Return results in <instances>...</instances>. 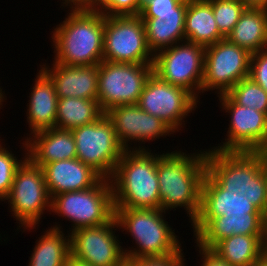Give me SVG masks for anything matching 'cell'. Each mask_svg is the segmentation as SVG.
Masks as SVG:
<instances>
[{
    "mask_svg": "<svg viewBox=\"0 0 267 266\" xmlns=\"http://www.w3.org/2000/svg\"><path fill=\"white\" fill-rule=\"evenodd\" d=\"M5 202L8 203L14 220L18 221L17 232H32L39 227L43 214L51 212V196L47 189L43 168L34 165L27 158L17 169Z\"/></svg>",
    "mask_w": 267,
    "mask_h": 266,
    "instance_id": "8",
    "label": "cell"
},
{
    "mask_svg": "<svg viewBox=\"0 0 267 266\" xmlns=\"http://www.w3.org/2000/svg\"><path fill=\"white\" fill-rule=\"evenodd\" d=\"M54 224L35 241L28 266H65L71 255L70 234L63 230L61 223Z\"/></svg>",
    "mask_w": 267,
    "mask_h": 266,
    "instance_id": "24",
    "label": "cell"
},
{
    "mask_svg": "<svg viewBox=\"0 0 267 266\" xmlns=\"http://www.w3.org/2000/svg\"><path fill=\"white\" fill-rule=\"evenodd\" d=\"M153 72V64L102 61L97 97L102 110L106 112L114 106L137 104Z\"/></svg>",
    "mask_w": 267,
    "mask_h": 266,
    "instance_id": "11",
    "label": "cell"
},
{
    "mask_svg": "<svg viewBox=\"0 0 267 266\" xmlns=\"http://www.w3.org/2000/svg\"><path fill=\"white\" fill-rule=\"evenodd\" d=\"M204 55L203 45L179 42L154 55V73L169 84L186 89L199 101L204 76Z\"/></svg>",
    "mask_w": 267,
    "mask_h": 266,
    "instance_id": "12",
    "label": "cell"
},
{
    "mask_svg": "<svg viewBox=\"0 0 267 266\" xmlns=\"http://www.w3.org/2000/svg\"><path fill=\"white\" fill-rule=\"evenodd\" d=\"M51 213L72 222L70 230H66L69 233L109 223L115 217L110 180L102 178L91 188L54 195Z\"/></svg>",
    "mask_w": 267,
    "mask_h": 266,
    "instance_id": "7",
    "label": "cell"
},
{
    "mask_svg": "<svg viewBox=\"0 0 267 266\" xmlns=\"http://www.w3.org/2000/svg\"><path fill=\"white\" fill-rule=\"evenodd\" d=\"M249 77L267 92V49L251 55Z\"/></svg>",
    "mask_w": 267,
    "mask_h": 266,
    "instance_id": "33",
    "label": "cell"
},
{
    "mask_svg": "<svg viewBox=\"0 0 267 266\" xmlns=\"http://www.w3.org/2000/svg\"><path fill=\"white\" fill-rule=\"evenodd\" d=\"M103 61L153 64L140 15L105 16Z\"/></svg>",
    "mask_w": 267,
    "mask_h": 266,
    "instance_id": "9",
    "label": "cell"
},
{
    "mask_svg": "<svg viewBox=\"0 0 267 266\" xmlns=\"http://www.w3.org/2000/svg\"><path fill=\"white\" fill-rule=\"evenodd\" d=\"M260 156H261V159L263 161V165H264V169L266 170V173H267V147L266 148H263L259 151H257Z\"/></svg>",
    "mask_w": 267,
    "mask_h": 266,
    "instance_id": "40",
    "label": "cell"
},
{
    "mask_svg": "<svg viewBox=\"0 0 267 266\" xmlns=\"http://www.w3.org/2000/svg\"><path fill=\"white\" fill-rule=\"evenodd\" d=\"M221 112L228 114L225 141L210 147L218 151L257 152L267 146V114L236 104L227 94L217 96ZM223 109V110H222Z\"/></svg>",
    "mask_w": 267,
    "mask_h": 266,
    "instance_id": "15",
    "label": "cell"
},
{
    "mask_svg": "<svg viewBox=\"0 0 267 266\" xmlns=\"http://www.w3.org/2000/svg\"><path fill=\"white\" fill-rule=\"evenodd\" d=\"M247 8L267 9V0H240Z\"/></svg>",
    "mask_w": 267,
    "mask_h": 266,
    "instance_id": "37",
    "label": "cell"
},
{
    "mask_svg": "<svg viewBox=\"0 0 267 266\" xmlns=\"http://www.w3.org/2000/svg\"><path fill=\"white\" fill-rule=\"evenodd\" d=\"M166 213L170 214L161 209L115 208L119 230L130 234L135 244L128 248L122 246L125 258L164 256L183 251V242L166 221Z\"/></svg>",
    "mask_w": 267,
    "mask_h": 266,
    "instance_id": "6",
    "label": "cell"
},
{
    "mask_svg": "<svg viewBox=\"0 0 267 266\" xmlns=\"http://www.w3.org/2000/svg\"><path fill=\"white\" fill-rule=\"evenodd\" d=\"M263 251H267V213L263 216V237H262Z\"/></svg>",
    "mask_w": 267,
    "mask_h": 266,
    "instance_id": "39",
    "label": "cell"
},
{
    "mask_svg": "<svg viewBox=\"0 0 267 266\" xmlns=\"http://www.w3.org/2000/svg\"><path fill=\"white\" fill-rule=\"evenodd\" d=\"M255 266H267V251H262L261 256Z\"/></svg>",
    "mask_w": 267,
    "mask_h": 266,
    "instance_id": "41",
    "label": "cell"
},
{
    "mask_svg": "<svg viewBox=\"0 0 267 266\" xmlns=\"http://www.w3.org/2000/svg\"><path fill=\"white\" fill-rule=\"evenodd\" d=\"M92 9L105 16L138 15L137 0H93Z\"/></svg>",
    "mask_w": 267,
    "mask_h": 266,
    "instance_id": "31",
    "label": "cell"
},
{
    "mask_svg": "<svg viewBox=\"0 0 267 266\" xmlns=\"http://www.w3.org/2000/svg\"><path fill=\"white\" fill-rule=\"evenodd\" d=\"M184 34L185 41L204 47L225 38L219 32L212 5L208 0H187Z\"/></svg>",
    "mask_w": 267,
    "mask_h": 266,
    "instance_id": "23",
    "label": "cell"
},
{
    "mask_svg": "<svg viewBox=\"0 0 267 266\" xmlns=\"http://www.w3.org/2000/svg\"><path fill=\"white\" fill-rule=\"evenodd\" d=\"M219 32L227 38L247 8L240 0H208Z\"/></svg>",
    "mask_w": 267,
    "mask_h": 266,
    "instance_id": "30",
    "label": "cell"
},
{
    "mask_svg": "<svg viewBox=\"0 0 267 266\" xmlns=\"http://www.w3.org/2000/svg\"><path fill=\"white\" fill-rule=\"evenodd\" d=\"M199 103L201 102L186 89L169 84L153 72L137 105L145 112L158 117L176 134L182 131L187 116L195 112Z\"/></svg>",
    "mask_w": 267,
    "mask_h": 266,
    "instance_id": "14",
    "label": "cell"
},
{
    "mask_svg": "<svg viewBox=\"0 0 267 266\" xmlns=\"http://www.w3.org/2000/svg\"><path fill=\"white\" fill-rule=\"evenodd\" d=\"M202 150L163 151L157 159L160 209L170 212L183 208L190 224L200 213L202 185L207 173L206 150Z\"/></svg>",
    "mask_w": 267,
    "mask_h": 266,
    "instance_id": "2",
    "label": "cell"
},
{
    "mask_svg": "<svg viewBox=\"0 0 267 266\" xmlns=\"http://www.w3.org/2000/svg\"><path fill=\"white\" fill-rule=\"evenodd\" d=\"M50 77L58 98L75 97L97 99L99 65L69 66L51 62L40 63Z\"/></svg>",
    "mask_w": 267,
    "mask_h": 266,
    "instance_id": "18",
    "label": "cell"
},
{
    "mask_svg": "<svg viewBox=\"0 0 267 266\" xmlns=\"http://www.w3.org/2000/svg\"><path fill=\"white\" fill-rule=\"evenodd\" d=\"M27 158L36 166L76 158V143L71 130L49 128L26 139Z\"/></svg>",
    "mask_w": 267,
    "mask_h": 266,
    "instance_id": "20",
    "label": "cell"
},
{
    "mask_svg": "<svg viewBox=\"0 0 267 266\" xmlns=\"http://www.w3.org/2000/svg\"><path fill=\"white\" fill-rule=\"evenodd\" d=\"M61 6L60 8H69V10H77V9H92L93 0H60Z\"/></svg>",
    "mask_w": 267,
    "mask_h": 266,
    "instance_id": "36",
    "label": "cell"
},
{
    "mask_svg": "<svg viewBox=\"0 0 267 266\" xmlns=\"http://www.w3.org/2000/svg\"><path fill=\"white\" fill-rule=\"evenodd\" d=\"M264 214L245 196H229L207 172L203 180L201 207L191 224L194 244L212 249L232 235H263Z\"/></svg>",
    "mask_w": 267,
    "mask_h": 266,
    "instance_id": "1",
    "label": "cell"
},
{
    "mask_svg": "<svg viewBox=\"0 0 267 266\" xmlns=\"http://www.w3.org/2000/svg\"><path fill=\"white\" fill-rule=\"evenodd\" d=\"M65 266H91V265L90 264H87L84 261H81V260L75 258L72 255H70L68 257V260H67Z\"/></svg>",
    "mask_w": 267,
    "mask_h": 266,
    "instance_id": "38",
    "label": "cell"
},
{
    "mask_svg": "<svg viewBox=\"0 0 267 266\" xmlns=\"http://www.w3.org/2000/svg\"><path fill=\"white\" fill-rule=\"evenodd\" d=\"M105 114L113 124L118 141L126 150H151L145 143L171 137L175 133L158 117L145 112L137 104L114 106Z\"/></svg>",
    "mask_w": 267,
    "mask_h": 266,
    "instance_id": "17",
    "label": "cell"
},
{
    "mask_svg": "<svg viewBox=\"0 0 267 266\" xmlns=\"http://www.w3.org/2000/svg\"><path fill=\"white\" fill-rule=\"evenodd\" d=\"M196 251L200 256L199 266H231L227 261L223 260L217 253L210 248L202 247L196 243ZM198 248V249H197Z\"/></svg>",
    "mask_w": 267,
    "mask_h": 266,
    "instance_id": "35",
    "label": "cell"
},
{
    "mask_svg": "<svg viewBox=\"0 0 267 266\" xmlns=\"http://www.w3.org/2000/svg\"><path fill=\"white\" fill-rule=\"evenodd\" d=\"M115 217L104 225L77 229L70 234L71 255L91 266H122L126 262ZM121 243V244H120Z\"/></svg>",
    "mask_w": 267,
    "mask_h": 266,
    "instance_id": "16",
    "label": "cell"
},
{
    "mask_svg": "<svg viewBox=\"0 0 267 266\" xmlns=\"http://www.w3.org/2000/svg\"><path fill=\"white\" fill-rule=\"evenodd\" d=\"M76 158L102 178L110 179L126 150L118 141L111 120L104 114L98 121L71 130Z\"/></svg>",
    "mask_w": 267,
    "mask_h": 266,
    "instance_id": "10",
    "label": "cell"
},
{
    "mask_svg": "<svg viewBox=\"0 0 267 266\" xmlns=\"http://www.w3.org/2000/svg\"><path fill=\"white\" fill-rule=\"evenodd\" d=\"M34 78V85L29 89L26 108V123L30 129L26 139L31 134L56 126L58 96L50 77L40 68Z\"/></svg>",
    "mask_w": 267,
    "mask_h": 266,
    "instance_id": "21",
    "label": "cell"
},
{
    "mask_svg": "<svg viewBox=\"0 0 267 266\" xmlns=\"http://www.w3.org/2000/svg\"><path fill=\"white\" fill-rule=\"evenodd\" d=\"M5 94V90L3 91V87L0 86V109L3 108V102H6L7 100V96L4 95Z\"/></svg>",
    "mask_w": 267,
    "mask_h": 266,
    "instance_id": "43",
    "label": "cell"
},
{
    "mask_svg": "<svg viewBox=\"0 0 267 266\" xmlns=\"http://www.w3.org/2000/svg\"><path fill=\"white\" fill-rule=\"evenodd\" d=\"M187 10L185 0L174 12L140 13L147 44L155 55L158 51L185 41L184 22Z\"/></svg>",
    "mask_w": 267,
    "mask_h": 266,
    "instance_id": "22",
    "label": "cell"
},
{
    "mask_svg": "<svg viewBox=\"0 0 267 266\" xmlns=\"http://www.w3.org/2000/svg\"><path fill=\"white\" fill-rule=\"evenodd\" d=\"M51 31L52 62L69 66L99 65L103 61L104 14L94 9L65 11Z\"/></svg>",
    "mask_w": 267,
    "mask_h": 266,
    "instance_id": "3",
    "label": "cell"
},
{
    "mask_svg": "<svg viewBox=\"0 0 267 266\" xmlns=\"http://www.w3.org/2000/svg\"><path fill=\"white\" fill-rule=\"evenodd\" d=\"M183 251H175L164 256L126 258L129 266H187Z\"/></svg>",
    "mask_w": 267,
    "mask_h": 266,
    "instance_id": "32",
    "label": "cell"
},
{
    "mask_svg": "<svg viewBox=\"0 0 267 266\" xmlns=\"http://www.w3.org/2000/svg\"><path fill=\"white\" fill-rule=\"evenodd\" d=\"M227 39L251 54L267 49V9L246 8Z\"/></svg>",
    "mask_w": 267,
    "mask_h": 266,
    "instance_id": "25",
    "label": "cell"
},
{
    "mask_svg": "<svg viewBox=\"0 0 267 266\" xmlns=\"http://www.w3.org/2000/svg\"><path fill=\"white\" fill-rule=\"evenodd\" d=\"M207 172L229 196H245L267 213V173L258 152L206 149Z\"/></svg>",
    "mask_w": 267,
    "mask_h": 266,
    "instance_id": "4",
    "label": "cell"
},
{
    "mask_svg": "<svg viewBox=\"0 0 267 266\" xmlns=\"http://www.w3.org/2000/svg\"><path fill=\"white\" fill-rule=\"evenodd\" d=\"M104 114L97 99L58 98L55 128L72 130L98 121Z\"/></svg>",
    "mask_w": 267,
    "mask_h": 266,
    "instance_id": "26",
    "label": "cell"
},
{
    "mask_svg": "<svg viewBox=\"0 0 267 266\" xmlns=\"http://www.w3.org/2000/svg\"><path fill=\"white\" fill-rule=\"evenodd\" d=\"M1 138V137H0ZM0 201H4L11 190V186L13 184V179L17 172V169L23 164V162L27 159V144L25 139H21L20 150L22 149L24 153L21 152L22 156L18 159L16 154H14L10 149L7 148L5 144L7 143L2 142L4 139H0ZM4 143V144H3ZM3 144V145H2ZM22 147V148H21Z\"/></svg>",
    "mask_w": 267,
    "mask_h": 266,
    "instance_id": "29",
    "label": "cell"
},
{
    "mask_svg": "<svg viewBox=\"0 0 267 266\" xmlns=\"http://www.w3.org/2000/svg\"><path fill=\"white\" fill-rule=\"evenodd\" d=\"M251 53L224 38L205 47L201 94H226L240 80L249 77Z\"/></svg>",
    "mask_w": 267,
    "mask_h": 266,
    "instance_id": "13",
    "label": "cell"
},
{
    "mask_svg": "<svg viewBox=\"0 0 267 266\" xmlns=\"http://www.w3.org/2000/svg\"><path fill=\"white\" fill-rule=\"evenodd\" d=\"M263 235H232L212 250L231 266H255L263 251Z\"/></svg>",
    "mask_w": 267,
    "mask_h": 266,
    "instance_id": "27",
    "label": "cell"
},
{
    "mask_svg": "<svg viewBox=\"0 0 267 266\" xmlns=\"http://www.w3.org/2000/svg\"><path fill=\"white\" fill-rule=\"evenodd\" d=\"M42 168L51 198L64 192L91 188L102 179L78 158L55 161L45 164Z\"/></svg>",
    "mask_w": 267,
    "mask_h": 266,
    "instance_id": "19",
    "label": "cell"
},
{
    "mask_svg": "<svg viewBox=\"0 0 267 266\" xmlns=\"http://www.w3.org/2000/svg\"><path fill=\"white\" fill-rule=\"evenodd\" d=\"M161 152L125 150L110 183L114 208L160 209L157 159Z\"/></svg>",
    "mask_w": 267,
    "mask_h": 266,
    "instance_id": "5",
    "label": "cell"
},
{
    "mask_svg": "<svg viewBox=\"0 0 267 266\" xmlns=\"http://www.w3.org/2000/svg\"><path fill=\"white\" fill-rule=\"evenodd\" d=\"M226 94L240 106L267 114V92L250 77L240 80Z\"/></svg>",
    "mask_w": 267,
    "mask_h": 266,
    "instance_id": "28",
    "label": "cell"
},
{
    "mask_svg": "<svg viewBox=\"0 0 267 266\" xmlns=\"http://www.w3.org/2000/svg\"><path fill=\"white\" fill-rule=\"evenodd\" d=\"M185 0H152L141 13H166L174 12Z\"/></svg>",
    "mask_w": 267,
    "mask_h": 266,
    "instance_id": "34",
    "label": "cell"
},
{
    "mask_svg": "<svg viewBox=\"0 0 267 266\" xmlns=\"http://www.w3.org/2000/svg\"><path fill=\"white\" fill-rule=\"evenodd\" d=\"M152 0H137L138 4V15H140L141 10Z\"/></svg>",
    "mask_w": 267,
    "mask_h": 266,
    "instance_id": "42",
    "label": "cell"
}]
</instances>
